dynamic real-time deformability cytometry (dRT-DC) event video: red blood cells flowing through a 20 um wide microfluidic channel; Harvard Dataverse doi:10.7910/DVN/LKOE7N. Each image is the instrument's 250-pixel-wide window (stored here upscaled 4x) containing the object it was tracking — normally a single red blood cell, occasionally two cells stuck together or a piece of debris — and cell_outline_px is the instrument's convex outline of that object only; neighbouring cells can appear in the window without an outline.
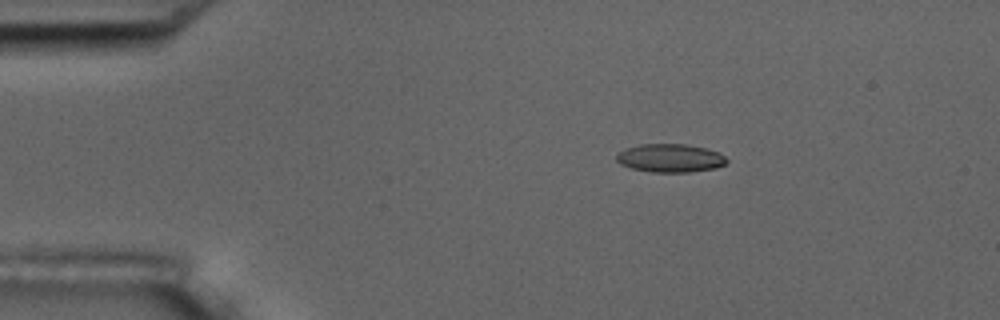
{"species": "common noctule bat (a hibernating species)", "species_latin": "Nyctalus noctula", "temperature_condition": "room temperature", "stored_images_in_passage": 3, "camera_frame_rate_fps": 3000, "um_per_image_px": 0.085, "animal": {"sex": "male", "body_mass_g": 17.5, "forearm_length_mm": 52.3}, "frame": {"image": 1, "passage_image": 1, "time_ms": 0.0, "image_size_px": [1000, 320], "cell_outline_px": [[728, 160], [724, 164], [716, 168], [688, 172], [652, 172], [632, 168], [620, 164], [616, 160], [616, 152], [624, 148], [640, 144], [684, 144], [708, 148], [720, 152]], "centroid_in_image_um": [56.95, 13.42], "position_along_channel_um": 28.1, "area_um2": 18.38}}